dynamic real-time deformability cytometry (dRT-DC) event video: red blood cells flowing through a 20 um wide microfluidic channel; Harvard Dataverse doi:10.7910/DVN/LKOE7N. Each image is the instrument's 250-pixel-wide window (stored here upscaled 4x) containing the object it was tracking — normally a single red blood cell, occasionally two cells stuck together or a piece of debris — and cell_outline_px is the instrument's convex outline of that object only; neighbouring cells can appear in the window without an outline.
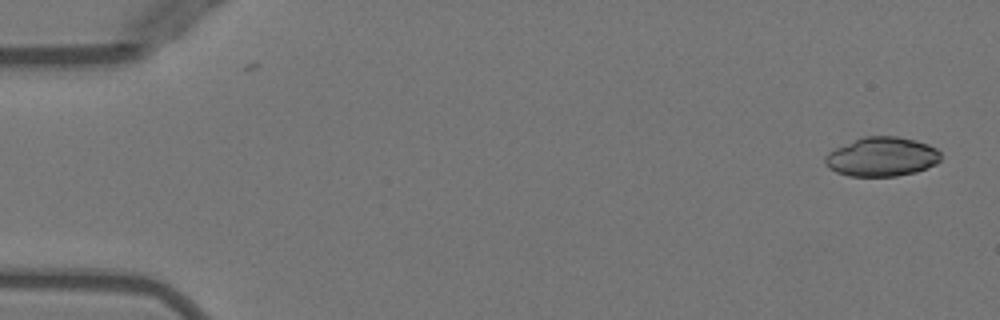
{"species": "Egyptian fruit bat (a non-hibernating species)", "species_latin": "Rousettus aegyptiacus", "temperature_condition": "warm", "stored_images_in_passage": 13, "camera_frame_rate_fps": 3000, "um_per_image_px": 0.085, "animal": {"sex": "female"}, "frame": {"image": 1, "passage_image": 1, "time_ms": 0.0, "image_size_px": [1000, 320], "cell_outline_px": [[940, 160], [936, 164], [916, 172], [896, 176], [848, 176], [836, 172], [828, 168], [824, 164], [824, 156], [828, 152], [836, 148], [864, 136], [900, 136], [916, 140], [928, 144], [936, 148], [940, 152]], "centroid_in_image_um": [74.95, 13.33], "position_along_channel_um": 10.1, "area_um2": 26.59}}
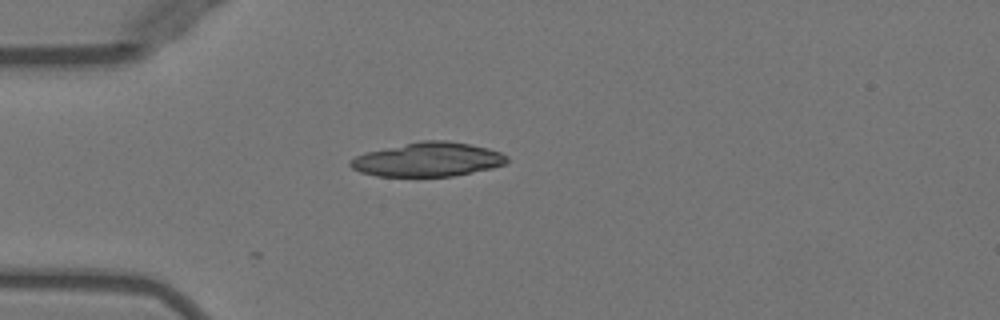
{"frame": {"image": 2, "passage_image": 13, "time_ms": 4.0, "image_size_px": [1000, 320], "cell_outline_px": [[508, 160], [504, 164], [492, 168], [452, 176], [376, 176], [360, 172], [352, 168], [348, 164], [356, 156], [368, 152], [420, 140], [448, 140], [488, 148], [500, 152], [508, 156]], "centroid_in_image_um": [36.39, 13.56], "position_along_channel_um": 48.6, "area_um2": 30.87}}